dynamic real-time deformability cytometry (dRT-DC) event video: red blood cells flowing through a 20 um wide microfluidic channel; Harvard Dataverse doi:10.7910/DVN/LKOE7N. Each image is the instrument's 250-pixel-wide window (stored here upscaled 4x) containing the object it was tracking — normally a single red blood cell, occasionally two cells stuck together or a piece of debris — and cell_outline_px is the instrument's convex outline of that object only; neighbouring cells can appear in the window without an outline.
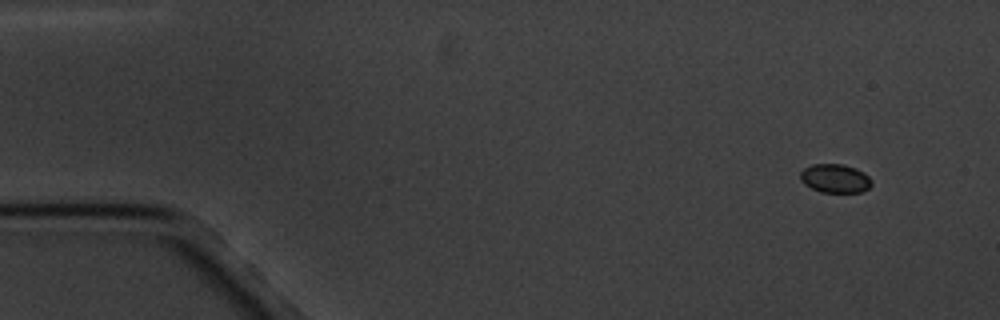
{"species": "common noctule bat (a hibernating species)", "species_latin": "Nyctalus noctula", "temperature_condition": "cold", "stored_images_in_passage": 4, "camera_frame_rate_fps": 3000, "um_per_image_px": 0.085, "animal": {"sex": "male", "body_mass_g": 20.1, "forearm_length_mm": 53.5}, "frame": {"image": 1, "passage_image": 1, "time_ms": 0.0, "image_size_px": [1000, 320], "cell_outline_px": [[872, 184], [868, 188], [860, 192], [820, 192], [804, 184], [800, 180], [800, 172], [804, 168], [812, 164], [844, 164], [856, 168], [864, 172], [872, 180]], "centroid_in_image_um": [70.98, 15.16], "position_along_channel_um": 14.0, "area_um2": 12.02}}
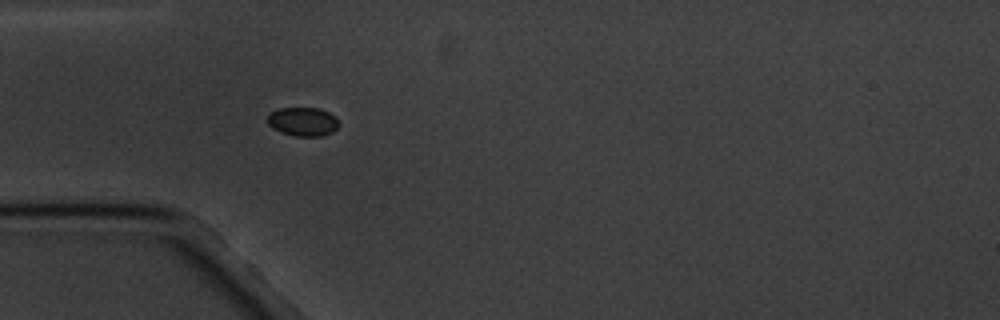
{"frame": {"image": 2, "passage_image": 4, "time_ms": 4.333, "image_size_px": [1000, 320], "cell_outline_px": [[340, 124], [332, 132], [320, 136], [296, 136], [280, 132], [272, 128], [264, 120], [268, 112], [276, 108], [320, 108], [336, 116]], "centroid_in_image_um": [25.69, 10.32], "position_along_channel_um": 59.3, "area_um2": 12.31}}